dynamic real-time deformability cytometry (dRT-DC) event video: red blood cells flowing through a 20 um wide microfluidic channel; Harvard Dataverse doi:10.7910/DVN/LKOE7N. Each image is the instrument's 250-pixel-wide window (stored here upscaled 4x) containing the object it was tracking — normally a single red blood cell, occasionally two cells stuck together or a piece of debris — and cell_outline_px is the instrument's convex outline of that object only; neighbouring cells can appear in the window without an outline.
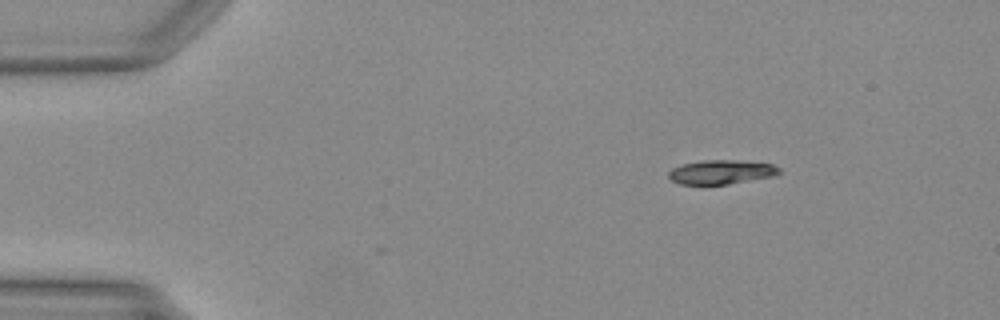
{"species": "Egyptian fruit bat (a non-hibernating species)", "species_latin": "Rousettus aegyptiacus", "temperature_condition": "warm", "stored_images_in_passage": 4, "camera_frame_rate_fps": 3000, "um_per_image_px": 0.085, "animal": {"sex": "female"}, "frame": {"image": 1, "passage_image": 1, "time_ms": 0.0, "image_size_px": [1000, 320], "cell_outline_px": [[780, 172], [776, 176], [728, 184], [680, 184], [672, 180], [668, 176], [668, 172], [672, 168], [684, 164], [700, 160], [736, 160], [772, 164], [780, 168]], "centroid_in_image_um": [61.32, 14.62], "position_along_channel_um": 23.7, "area_um2": 15.55}}